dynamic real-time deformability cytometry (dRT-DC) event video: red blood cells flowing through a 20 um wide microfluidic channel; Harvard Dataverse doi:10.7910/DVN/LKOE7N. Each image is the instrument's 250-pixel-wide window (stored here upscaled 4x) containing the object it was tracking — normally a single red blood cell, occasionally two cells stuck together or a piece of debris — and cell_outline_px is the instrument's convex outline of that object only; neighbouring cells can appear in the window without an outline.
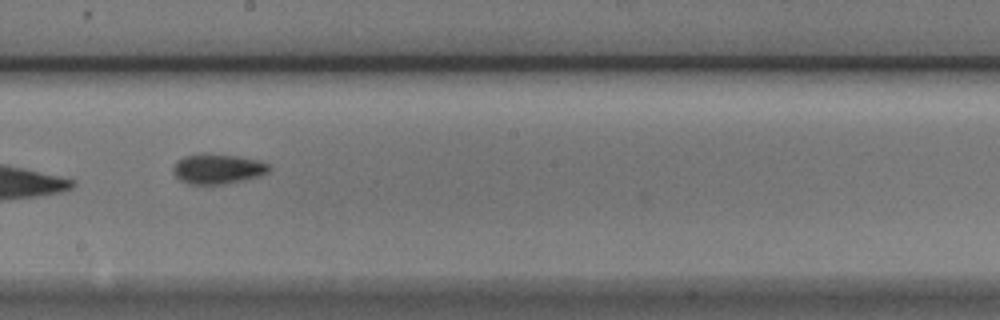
{"species": "Egyptian fruit bat (a non-hibernating species)", "species_latin": "Rousettus aegyptiacus", "temperature_condition": "cold", "stored_images_in_passage": 9, "camera_frame_rate_fps": 3000, "um_per_image_px": 0.085, "animal": {"sex": "male"}, "frame": {"image": 1, "passage_image": 7, "time_ms": 2.0, "image_size_px": [1000, 320], "cell_outline_px": [[272, 168], [268, 172], [256, 176], [224, 184], [188, 184], [180, 180], [172, 172], [172, 168], [176, 160], [184, 156], [200, 152], [204, 152], [236, 156], [260, 160], [268, 164]], "centroid_in_image_um": [18.44, 14.32], "position_along_channel_um": 229.8, "area_um2": 16.94}}
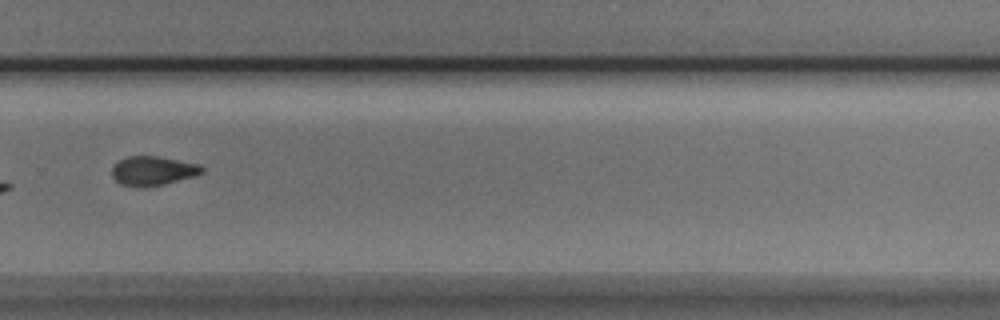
{"frame": {"image": 2, "passage_image": 9, "time_ms": 2.667, "image_size_px": [1000, 320], "cell_outline_px": [[204, 172], [196, 176], [164, 184], [144, 188], [136, 188], [120, 184], [112, 176], [112, 168], [120, 160], [128, 156], [156, 156], [200, 164], [204, 168]], "centroid_in_image_um": [13.01, 14.54], "position_along_channel_um": 316.8, "area_um2": 15.49}}